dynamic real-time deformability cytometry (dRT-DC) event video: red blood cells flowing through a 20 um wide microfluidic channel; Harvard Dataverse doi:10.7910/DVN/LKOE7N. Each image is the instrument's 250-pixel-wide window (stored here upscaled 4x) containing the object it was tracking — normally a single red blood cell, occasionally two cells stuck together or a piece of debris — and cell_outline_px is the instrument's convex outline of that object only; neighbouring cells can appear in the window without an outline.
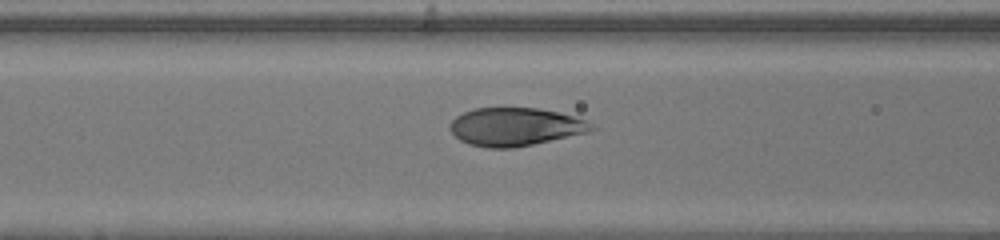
{"species": "human", "species_latin": "Homo sapiens", "temperature_condition": "warm", "stored_images_in_passage": 16, "camera_frame_rate_fps": 3000, "um_per_image_px": 0.085, "donor": {"sex": "male"}, "frame": {"image": 1, "passage_image": 14, "time_ms": 4.333, "image_size_px": [1000, 240], "cell_outline_px": [[596, 128], [588, 132], [532, 144], [512, 148], [488, 148], [468, 144], [460, 140], [448, 128], [452, 120], [456, 116], [464, 112], [476, 108], [504, 104], [536, 108], [560, 112], [588, 120]], "centroid_in_image_um": [43.77, 10.73], "position_along_channel_um": 122.8, "area_um2": 32.25}}